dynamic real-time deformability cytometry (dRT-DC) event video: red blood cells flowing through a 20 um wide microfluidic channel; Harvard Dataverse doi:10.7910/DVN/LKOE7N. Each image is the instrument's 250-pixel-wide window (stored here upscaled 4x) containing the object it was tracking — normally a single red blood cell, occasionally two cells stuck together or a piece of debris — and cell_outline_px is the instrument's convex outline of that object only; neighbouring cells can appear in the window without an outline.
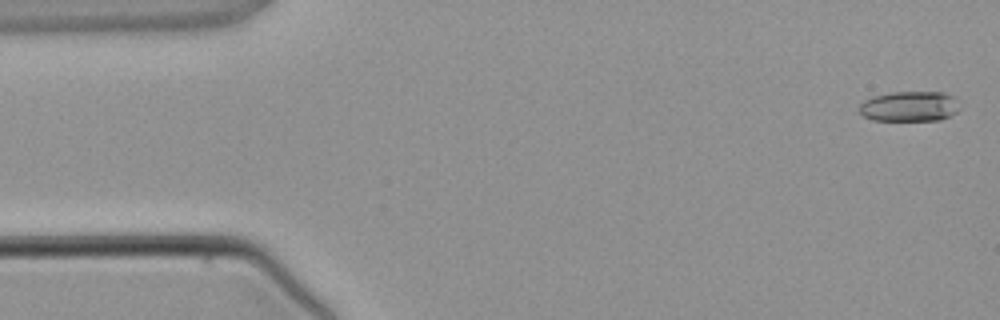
{"species": "common noctule bat (a hibernating species)", "species_latin": "Nyctalus noctula", "temperature_condition": "warm", "stored_images_in_passage": 4, "camera_frame_rate_fps": 3000, "um_per_image_px": 0.085, "animal": {"sex": "male", "body_mass_g": 21.5, "forearm_length_mm": 52.0}, "frame": {"image": 1, "passage_image": 1, "time_ms": 0.0, "image_size_px": [1000, 320], "cell_outline_px": [[960, 108], [956, 112], [940, 120], [872, 120], [864, 116], [860, 112], [860, 104], [864, 100], [872, 96], [892, 92], [944, 92], [960, 100]], "centroid_in_image_um": [77.34, 9.03], "position_along_channel_um": 7.7, "area_um2": 17.8}}
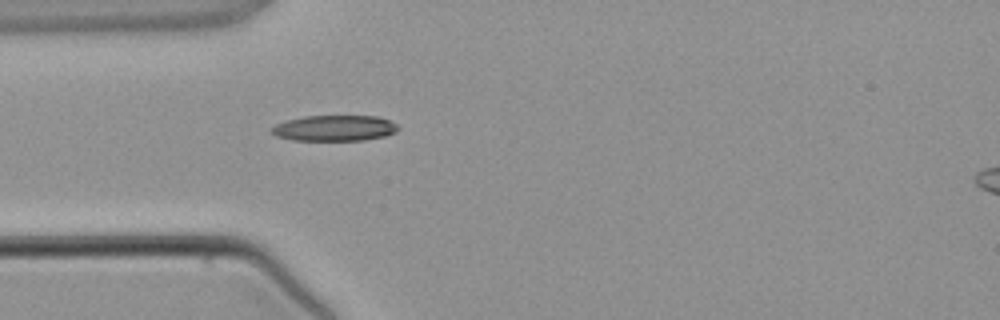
{"frame": {"image": 2, "passage_image": 4, "time_ms": 3.667, "image_size_px": [1000, 320], "cell_outline_px": [[400, 128], [396, 132], [384, 136], [364, 140], [292, 140], [276, 136], [272, 132], [272, 128], [276, 124], [288, 120], [304, 116], [376, 116], [388, 120], [396, 124]], "centroid_in_image_um": [28.45, 10.89], "position_along_channel_um": 56.6, "area_um2": 18.84}}